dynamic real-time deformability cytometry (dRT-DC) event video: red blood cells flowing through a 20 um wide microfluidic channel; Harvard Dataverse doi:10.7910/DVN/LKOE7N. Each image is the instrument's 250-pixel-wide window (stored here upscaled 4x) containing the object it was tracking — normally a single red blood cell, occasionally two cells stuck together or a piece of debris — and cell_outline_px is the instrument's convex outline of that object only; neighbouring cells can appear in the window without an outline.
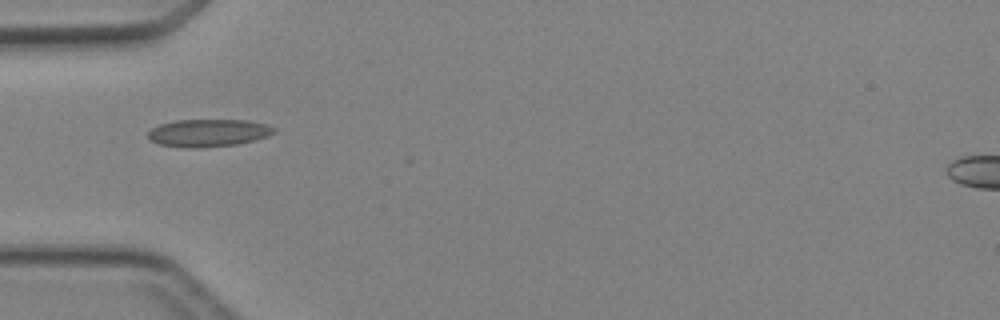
{"species": "Egyptian fruit bat (a non-hibernating species)", "species_latin": "Rousettus aegyptiacus", "temperature_condition": "cold", "stored_images_in_passage": 1, "camera_frame_rate_fps": 3000, "um_per_image_px": 0.085, "animal": {"sex": "female"}, "frame": {"image": 1, "passage_image": 1, "time_ms": 0.0, "image_size_px": [1000, 320], "cell_outline_px": [[276, 132], [268, 136], [256, 140], [236, 144], [200, 148], [188, 148], [156, 144], [148, 136], [148, 132], [152, 128], [160, 124], [176, 120], [248, 120], [264, 124], [276, 128]], "centroid_in_image_um": [17.71, 11.3], "position_along_channel_um": 67.3, "area_um2": 20.29}}